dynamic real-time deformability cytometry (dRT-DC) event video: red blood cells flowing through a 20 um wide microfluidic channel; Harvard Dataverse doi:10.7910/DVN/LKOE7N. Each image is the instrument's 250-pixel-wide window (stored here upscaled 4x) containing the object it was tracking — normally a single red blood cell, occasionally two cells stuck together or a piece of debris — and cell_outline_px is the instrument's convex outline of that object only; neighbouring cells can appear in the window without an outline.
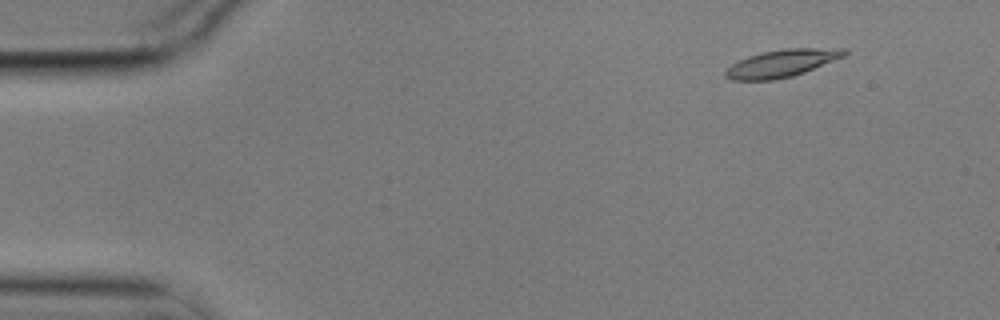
{"species": "common noctule bat (a hibernating species)", "species_latin": "Nyctalus noctula", "temperature_condition": "cold", "stored_images_in_passage": 3, "camera_frame_rate_fps": 3000, "um_per_image_px": 0.085, "animal": {"sex": "male", "body_mass_g": 17.9}, "frame": {"image": 1, "passage_image": 2, "time_ms": 0.333, "image_size_px": [1000, 320], "cell_outline_px": [[848, 52], [844, 56], [804, 72], [792, 76], [776, 80], [728, 80], [724, 76], [724, 72], [732, 64], [748, 56], [764, 52], [784, 48], [848, 48]], "centroid_in_image_um": [66.45, 5.38], "position_along_channel_um": 18.6, "area_um2": 18.96}}